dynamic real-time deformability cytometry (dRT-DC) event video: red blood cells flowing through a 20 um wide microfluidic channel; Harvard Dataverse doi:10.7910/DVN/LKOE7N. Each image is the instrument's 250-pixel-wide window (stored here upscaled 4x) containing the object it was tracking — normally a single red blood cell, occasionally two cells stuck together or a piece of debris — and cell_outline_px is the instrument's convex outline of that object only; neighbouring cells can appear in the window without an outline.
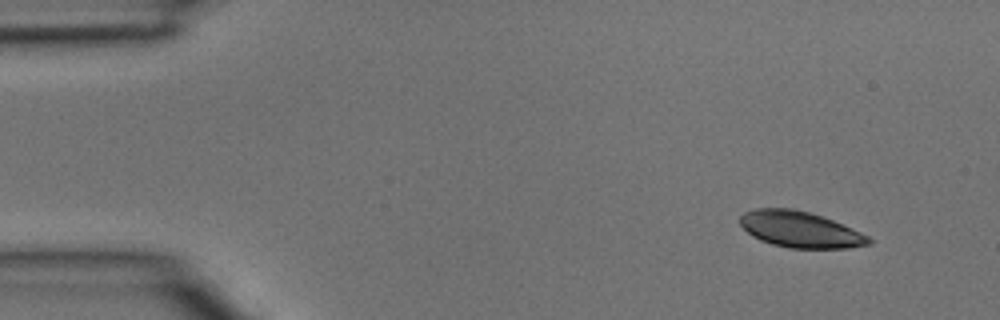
{"species": "common noctule bat (a hibernating species)", "species_latin": "Nyctalus noctula", "temperature_condition": "room temperature", "stored_images_in_passage": 3, "camera_frame_rate_fps": 3000, "um_per_image_px": 0.085, "animal": {"sex": "male", "body_mass_g": 15.6}, "frame": {"image": 1, "passage_image": 1, "time_ms": 0.0, "image_size_px": [1000, 320], "cell_outline_px": [[872, 244], [848, 248], [788, 248], [772, 244], [760, 240], [752, 236], [740, 224], [740, 216], [744, 212], [756, 208], [792, 208], [808, 212], [832, 220], [852, 228], [868, 236], [872, 240]], "centroid_in_image_um": [68.0, 19.51], "position_along_channel_um": 17.0, "area_um2": 26.99}}
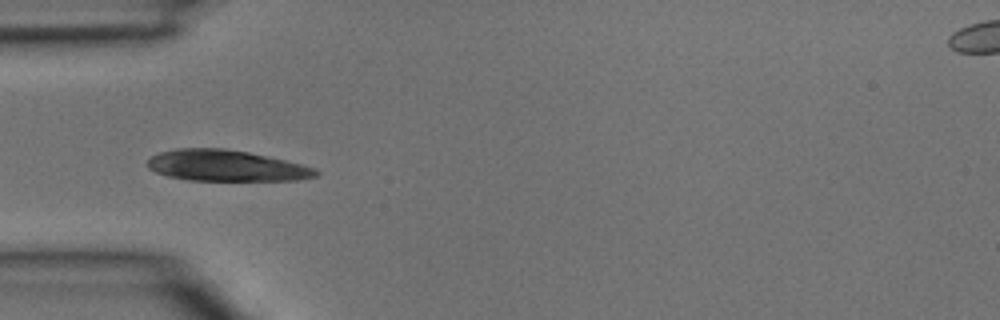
{"frame": {"image": 2, "passage_image": 3, "time_ms": 0.667, "image_size_px": [1000, 320], "cell_outline_px": [[320, 172], [316, 176], [296, 180], [188, 180], [168, 176], [156, 172], [148, 168], [148, 160], [152, 156], [160, 152], [176, 148], [224, 148], [248, 152], [268, 156], [316, 168]], "centroid_in_image_um": [19.21, 14.08], "position_along_channel_um": 65.8, "area_um2": 30.35}}